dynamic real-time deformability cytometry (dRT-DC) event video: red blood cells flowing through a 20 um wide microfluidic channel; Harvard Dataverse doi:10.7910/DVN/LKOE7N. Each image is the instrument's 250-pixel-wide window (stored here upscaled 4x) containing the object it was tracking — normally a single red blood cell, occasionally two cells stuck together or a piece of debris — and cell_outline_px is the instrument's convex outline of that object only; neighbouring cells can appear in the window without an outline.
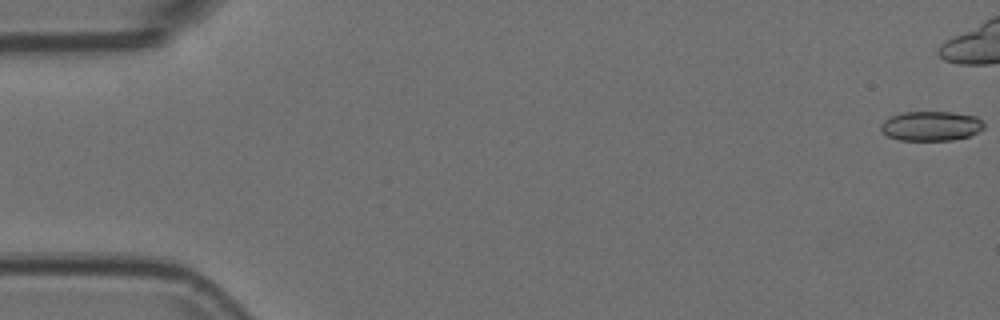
{"species": "Egyptian fruit bat (a non-hibernating species)", "species_latin": "Rousettus aegyptiacus", "temperature_condition": "room temperature", "stored_images_in_passage": 43, "camera_frame_rate_fps": 3000, "um_per_image_px": 0.085, "animal": {"sex": "female"}, "frame": {"image": 1, "passage_image": 1, "time_ms": 0.0, "image_size_px": [1000, 320], "cell_outline_px": [[984, 128], [968, 136], [952, 140], [900, 140], [888, 136], [880, 128], [880, 124], [884, 120], [892, 116], [904, 112], [952, 112], [976, 116], [984, 124]], "centroid_in_image_um": [79.13, 10.7], "position_along_channel_um": 5.9, "area_um2": 17.63}}
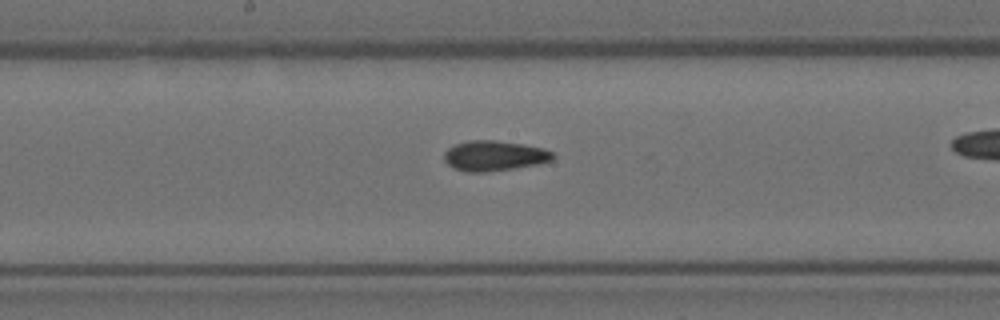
{"frame": {"image": 2, "passage_image": 29, "time_ms": 9.333, "image_size_px": [1000, 320], "cell_outline_px": [[556, 156], [552, 160], [540, 164], [484, 172], [468, 172], [456, 168], [448, 164], [444, 160], [444, 152], [448, 148], [456, 144], [468, 140], [496, 140], [524, 144], [544, 148], [552, 152]], "centroid_in_image_um": [42.04, 13.23], "position_along_channel_um": 206.2, "area_um2": 19.13}}
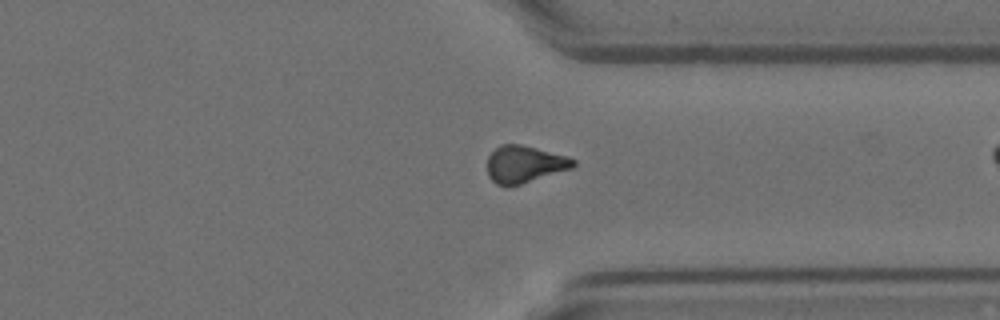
{"frame": {"image": 3, "passage_image": 42, "time_ms": 13.667, "image_size_px": [1000, 320], "cell_outline_px": [[576, 164], [572, 168], [520, 184], [496, 184], [488, 176], [488, 156], [500, 144], [520, 144], [568, 156], [576, 160]], "centroid_in_image_um": [44.6, 13.93], "position_along_channel_um": 366.8, "area_um2": 18.26}}